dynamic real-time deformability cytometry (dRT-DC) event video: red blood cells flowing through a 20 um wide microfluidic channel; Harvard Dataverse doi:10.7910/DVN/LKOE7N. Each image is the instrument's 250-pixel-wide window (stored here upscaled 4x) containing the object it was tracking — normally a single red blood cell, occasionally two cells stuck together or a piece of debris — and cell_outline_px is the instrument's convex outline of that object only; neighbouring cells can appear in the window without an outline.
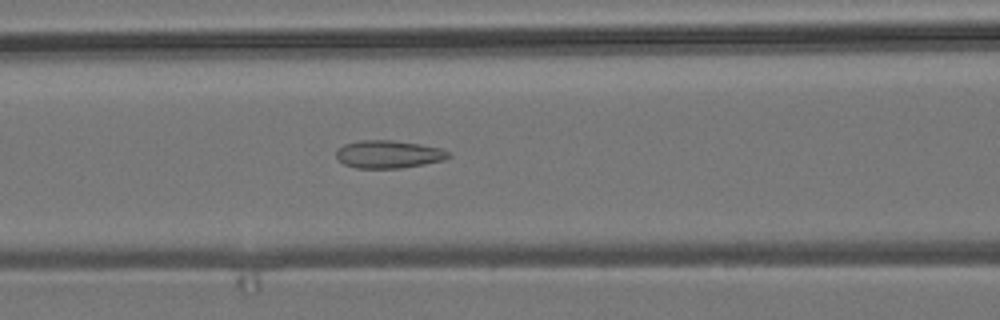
{"species": "common noctule bat (a hibernating species)", "species_latin": "Nyctalus noctula", "temperature_condition": "room temperature", "stored_images_in_passage": 50, "camera_frame_rate_fps": 3000, "um_per_image_px": 0.085, "animal": {"sex": "male", "body_mass_g": 19.2, "forearm_length_mm": 51.8}, "frame": {"image": 1, "passage_image": 19, "time_ms": 6.0, "image_size_px": [1000, 320], "cell_outline_px": [[452, 156], [444, 160], [424, 164], [400, 168], [356, 168], [344, 164], [336, 156], [336, 148], [344, 144], [360, 140], [392, 140], [420, 144], [440, 148], [452, 152]], "centroid_in_image_um": [33.04, 13.11], "position_along_channel_um": 133.6, "area_um2": 18.32}}
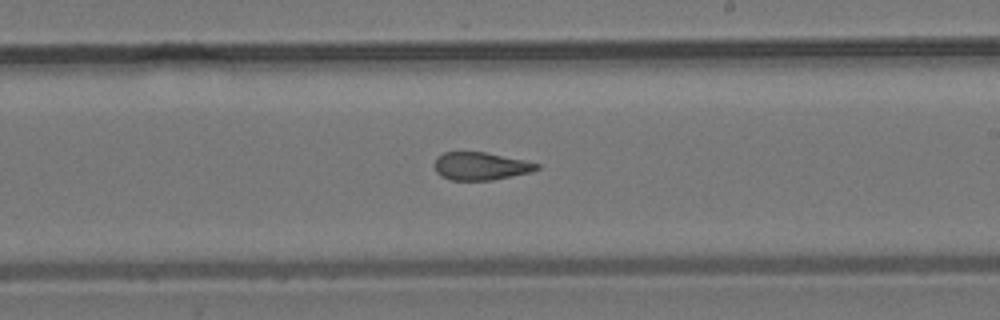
{"frame": {"image": 2, "passage_image": 28, "time_ms": 9.0, "image_size_px": [1000, 320], "cell_outline_px": [[540, 168], [532, 172], [492, 180], [452, 180], [440, 176], [436, 172], [432, 164], [436, 156], [444, 152], [484, 152], [524, 160], [540, 164]], "centroid_in_image_um": [40.81, 14.12], "position_along_channel_um": 248.2, "area_um2": 16.76}}
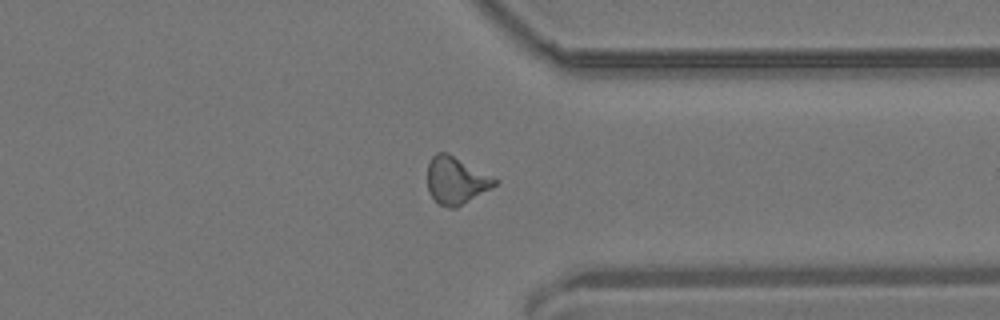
{"frame": {"image": 3, "passage_image": 38, "time_ms": 12.333, "image_size_px": [1000, 320], "cell_outline_px": [[500, 180], [492, 188], [456, 208], [448, 208], [440, 204], [428, 192], [428, 164], [432, 156], [436, 152], [448, 152]], "centroid_in_image_um": [38.78, 15.32], "position_along_channel_um": 372.6, "area_um2": 18.61}, "authors_computed_cell_mechanics": {"area_um2": 17.8024, "velocity_mm_per_s": 3.8298, "shape_relaxation_time_tau1_ms": null, "shape_relaxation_time_tau2_ms": 1.882, "deformation_change_tau1": null, "deformation_change_tau2": 0.096}}